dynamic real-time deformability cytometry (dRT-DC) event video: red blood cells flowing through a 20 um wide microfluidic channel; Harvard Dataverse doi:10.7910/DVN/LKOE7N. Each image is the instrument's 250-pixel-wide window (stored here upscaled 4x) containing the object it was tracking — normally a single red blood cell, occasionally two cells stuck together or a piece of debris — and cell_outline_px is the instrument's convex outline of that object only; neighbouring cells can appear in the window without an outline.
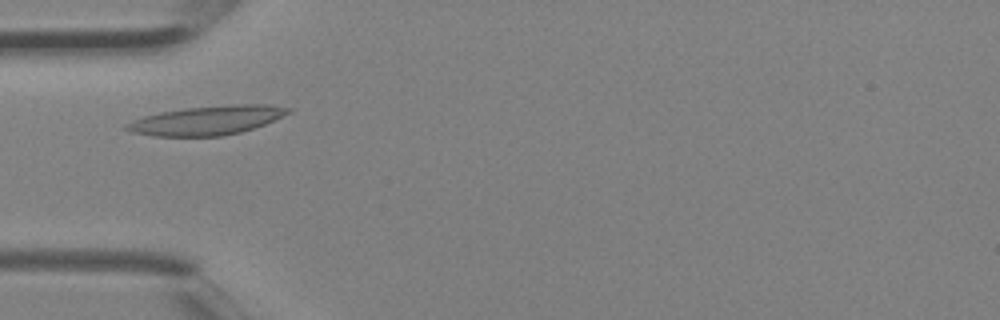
{"species": "Egyptian fruit bat (a non-hibernating species)", "species_latin": "Rousettus aegyptiacus", "temperature_condition": "room temperature", "stored_images_in_passage": 2, "camera_frame_rate_fps": 3000, "um_per_image_px": 0.085, "animal": {"sex": "female"}, "frame": {"image": 1, "passage_image": 2, "time_ms": 0.333, "image_size_px": [1000, 320], "cell_outline_px": [[292, 112], [264, 124], [240, 132], [220, 136], [152, 136], [132, 132], [124, 128], [124, 124], [132, 120], [144, 116], [160, 112], [184, 108], [232, 104], [268, 104], [292, 108]], "centroid_in_image_um": [17.58, 10.22], "position_along_channel_um": 67.4, "area_um2": 27.4}}